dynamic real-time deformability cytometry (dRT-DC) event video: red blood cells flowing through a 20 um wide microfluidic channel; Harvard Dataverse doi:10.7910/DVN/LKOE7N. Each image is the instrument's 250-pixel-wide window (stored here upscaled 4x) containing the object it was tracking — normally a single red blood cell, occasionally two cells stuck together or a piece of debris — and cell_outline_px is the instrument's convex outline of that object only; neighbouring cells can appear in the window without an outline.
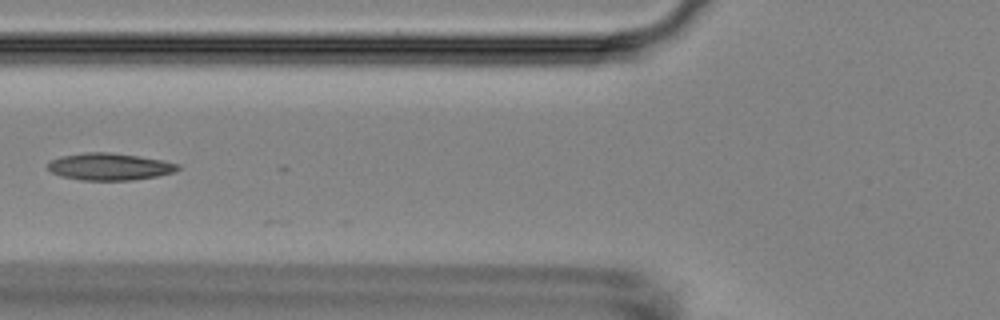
{"species": "Egyptian fruit bat (a non-hibernating species)", "species_latin": "Rousettus aegyptiacus", "temperature_condition": "room temperature", "stored_images_in_passage": 11, "camera_frame_rate_fps": 3000, "um_per_image_px": 0.085, "animal": {"sex": "female"}, "frame": {"image": 1, "passage_image": 2, "time_ms": 1.333, "image_size_px": [1000, 320], "cell_outline_px": [[180, 168], [176, 172], [156, 176], [132, 180], [80, 180], [60, 176], [52, 172], [48, 168], [48, 164], [52, 160], [60, 156], [88, 152], [108, 152], [136, 156], [160, 160], [180, 164]], "centroid_in_image_um": [9.31, 14.17], "position_along_channel_um": 116.5, "area_um2": 20.35}}
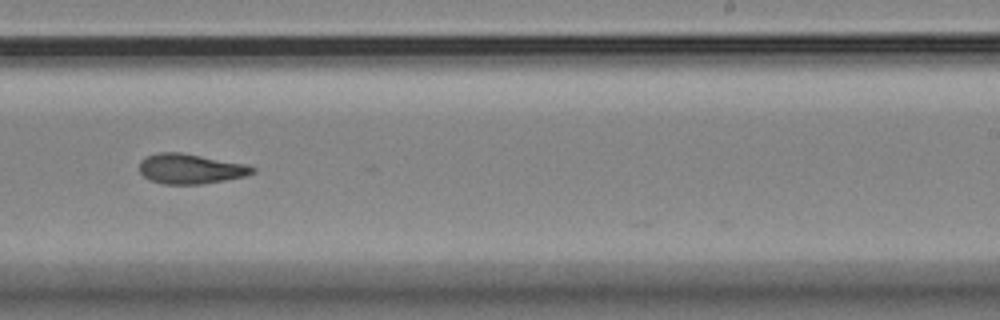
{"frame": {"image": 2, "passage_image": 6, "time_ms": 5.667, "image_size_px": [1000, 320], "cell_outline_px": [[256, 172], [248, 176], [200, 184], [164, 184], [148, 180], [140, 172], [140, 160], [144, 156], [160, 152], [180, 152], [248, 164], [256, 168]], "centroid_in_image_um": [16.21, 14.34], "position_along_channel_um": 272.8, "area_um2": 20.0}}
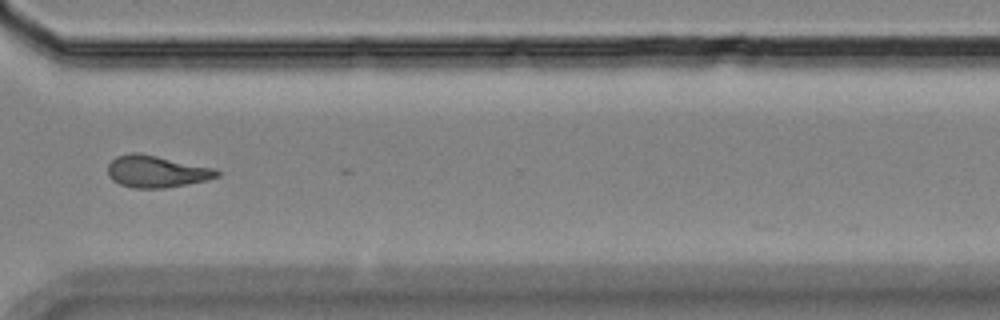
{"frame": {"image": 3, "passage_image": 8, "time_ms": 8.0, "image_size_px": [1000, 320], "cell_outline_px": [[220, 176], [208, 180], [164, 188], [132, 188], [120, 184], [112, 180], [108, 176], [108, 164], [116, 156], [132, 152], [140, 152], [216, 168], [220, 172]], "centroid_in_image_um": [13.31, 14.57], "position_along_channel_um": 357.3, "area_um2": 20.58}, "authors_computed_cell_mechanics": {"area_um2": 19.9988, "velocity_mm_per_s": 3.6214, "shape_relaxation_time_tau1_ms": null, "shape_relaxation_time_tau2_ms": 4.4067, "deformation_change_tau1": null, "deformation_change_tau2": 0.0979}}